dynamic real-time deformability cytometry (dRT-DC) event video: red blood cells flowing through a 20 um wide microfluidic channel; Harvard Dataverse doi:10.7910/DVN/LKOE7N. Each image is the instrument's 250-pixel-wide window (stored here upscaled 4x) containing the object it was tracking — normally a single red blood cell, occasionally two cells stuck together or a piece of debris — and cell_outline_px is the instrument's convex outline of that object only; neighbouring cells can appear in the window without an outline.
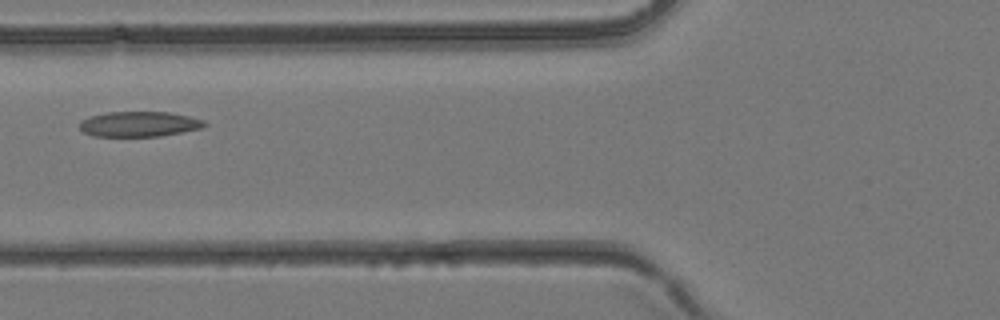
{"species": "common noctule bat (a hibernating species)", "species_latin": "Nyctalus noctula", "temperature_condition": "room temperature", "stored_images_in_passage": 2, "camera_frame_rate_fps": 3000, "um_per_image_px": 0.085, "animal": {"sex": "female", "body_mass_g": 24.6, "forearm_length_mm": 56.2}, "frame": {"image": 1, "passage_image": 2, "time_ms": 0.333, "image_size_px": [1000, 320], "cell_outline_px": [[208, 124], [204, 128], [160, 136], [92, 136], [84, 132], [80, 128], [80, 120], [88, 116], [108, 112], [168, 112], [188, 116], [204, 120]], "centroid_in_image_um": [11.83, 10.54], "position_along_channel_um": 114.0, "area_um2": 18.44}}